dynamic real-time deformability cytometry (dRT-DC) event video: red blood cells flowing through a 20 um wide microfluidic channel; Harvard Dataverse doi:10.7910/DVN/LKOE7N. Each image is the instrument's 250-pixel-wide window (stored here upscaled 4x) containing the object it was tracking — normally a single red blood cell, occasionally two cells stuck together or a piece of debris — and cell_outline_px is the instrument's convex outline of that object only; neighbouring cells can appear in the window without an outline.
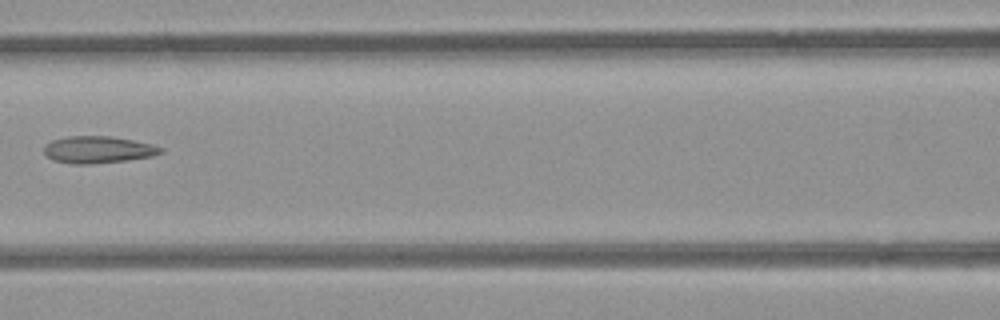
{"species": "common noctule bat (a hibernating species)", "species_latin": "Nyctalus noctula", "temperature_condition": "room temperature", "stored_images_in_passage": 7, "camera_frame_rate_fps": 3000, "um_per_image_px": 0.085, "animal": {"sex": "female", "body_mass_g": 21.9}, "frame": {"image": 1, "passage_image": 5, "time_ms": 5.667, "image_size_px": [1000, 320], "cell_outline_px": [[164, 152], [152, 156], [124, 160], [92, 164], [72, 164], [52, 160], [44, 152], [44, 144], [52, 140], [68, 136], [112, 136], [152, 144], [164, 148]], "centroid_in_image_um": [8.32, 12.72], "position_along_channel_um": 158.3, "area_um2": 18.38}}
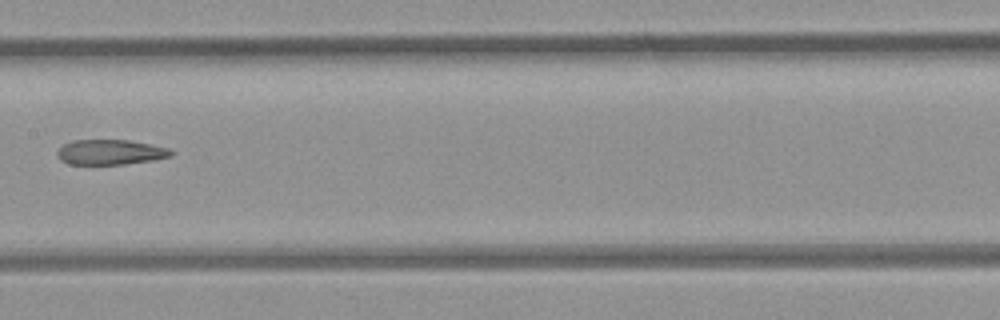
{"frame": {"image": 2, "passage_image": 6, "time_ms": 6.667, "image_size_px": [1000, 320], "cell_outline_px": [[176, 152], [172, 156], [152, 160], [124, 164], [68, 164], [60, 160], [56, 156], [56, 152], [64, 144], [72, 140], [128, 140], [168, 148]], "centroid_in_image_um": [9.36, 12.93], "position_along_channel_um": 198.0, "area_um2": 16.65}}
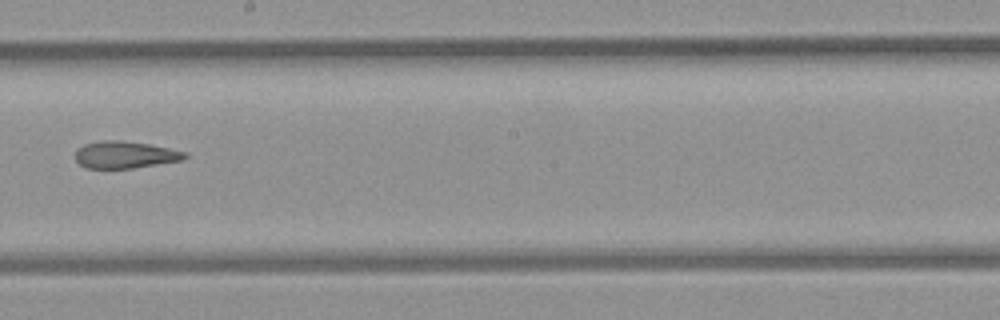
{"frame": {"image": 3, "passage_image": 7, "time_ms": 7.667, "image_size_px": [1000, 320], "cell_outline_px": [[188, 156], [180, 160], [132, 168], [88, 168], [80, 164], [76, 160], [76, 148], [84, 144], [100, 140], [120, 140], [148, 144], [168, 148], [184, 152]], "centroid_in_image_um": [10.56, 13.14], "position_along_channel_um": 237.6, "area_um2": 16.99}}